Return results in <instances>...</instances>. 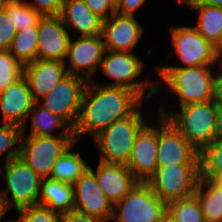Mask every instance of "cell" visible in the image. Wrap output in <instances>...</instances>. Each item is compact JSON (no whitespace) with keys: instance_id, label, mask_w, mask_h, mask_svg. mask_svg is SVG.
I'll list each match as a JSON object with an SVG mask.
<instances>
[{"instance_id":"cb8c5ba5","label":"cell","mask_w":222,"mask_h":222,"mask_svg":"<svg viewBox=\"0 0 222 222\" xmlns=\"http://www.w3.org/2000/svg\"><path fill=\"white\" fill-rule=\"evenodd\" d=\"M31 120V130L27 136L37 137H74L73 129L59 116L53 114L35 102L28 116ZM61 132L55 133V130ZM54 130V131H53Z\"/></svg>"},{"instance_id":"9a60e30c","label":"cell","mask_w":222,"mask_h":222,"mask_svg":"<svg viewBox=\"0 0 222 222\" xmlns=\"http://www.w3.org/2000/svg\"><path fill=\"white\" fill-rule=\"evenodd\" d=\"M144 34L136 16L114 13L103 20L102 37L109 51L133 52Z\"/></svg>"},{"instance_id":"bcb514c9","label":"cell","mask_w":222,"mask_h":222,"mask_svg":"<svg viewBox=\"0 0 222 222\" xmlns=\"http://www.w3.org/2000/svg\"><path fill=\"white\" fill-rule=\"evenodd\" d=\"M9 222V221H7ZM10 222H25L24 219L19 215V217L16 220H11Z\"/></svg>"},{"instance_id":"2e32d148","label":"cell","mask_w":222,"mask_h":222,"mask_svg":"<svg viewBox=\"0 0 222 222\" xmlns=\"http://www.w3.org/2000/svg\"><path fill=\"white\" fill-rule=\"evenodd\" d=\"M69 33L59 15H46L38 24L37 59L66 62Z\"/></svg>"},{"instance_id":"3957f363","label":"cell","mask_w":222,"mask_h":222,"mask_svg":"<svg viewBox=\"0 0 222 222\" xmlns=\"http://www.w3.org/2000/svg\"><path fill=\"white\" fill-rule=\"evenodd\" d=\"M167 92L178 97L179 107L216 99V71L213 66L155 67Z\"/></svg>"},{"instance_id":"6da1fadb","label":"cell","mask_w":222,"mask_h":222,"mask_svg":"<svg viewBox=\"0 0 222 222\" xmlns=\"http://www.w3.org/2000/svg\"><path fill=\"white\" fill-rule=\"evenodd\" d=\"M144 100L134 91L124 87L104 86L88 81L85 87L79 118L73 127L75 141L82 135L95 137L115 121L132 115Z\"/></svg>"},{"instance_id":"74e56055","label":"cell","mask_w":222,"mask_h":222,"mask_svg":"<svg viewBox=\"0 0 222 222\" xmlns=\"http://www.w3.org/2000/svg\"><path fill=\"white\" fill-rule=\"evenodd\" d=\"M60 222H105V221H102L94 217H90L88 215L76 211H70L61 214Z\"/></svg>"},{"instance_id":"44dd1931","label":"cell","mask_w":222,"mask_h":222,"mask_svg":"<svg viewBox=\"0 0 222 222\" xmlns=\"http://www.w3.org/2000/svg\"><path fill=\"white\" fill-rule=\"evenodd\" d=\"M63 24L79 36L102 34L103 19L94 14L83 0H63L59 13Z\"/></svg>"},{"instance_id":"83f0119b","label":"cell","mask_w":222,"mask_h":222,"mask_svg":"<svg viewBox=\"0 0 222 222\" xmlns=\"http://www.w3.org/2000/svg\"><path fill=\"white\" fill-rule=\"evenodd\" d=\"M167 213L178 222H205L195 195L167 203Z\"/></svg>"},{"instance_id":"484cf974","label":"cell","mask_w":222,"mask_h":222,"mask_svg":"<svg viewBox=\"0 0 222 222\" xmlns=\"http://www.w3.org/2000/svg\"><path fill=\"white\" fill-rule=\"evenodd\" d=\"M200 202L205 222H222V189L211 179L199 178L194 194Z\"/></svg>"},{"instance_id":"836d02e7","label":"cell","mask_w":222,"mask_h":222,"mask_svg":"<svg viewBox=\"0 0 222 222\" xmlns=\"http://www.w3.org/2000/svg\"><path fill=\"white\" fill-rule=\"evenodd\" d=\"M16 32L6 10L0 12V50H9Z\"/></svg>"},{"instance_id":"d6986e66","label":"cell","mask_w":222,"mask_h":222,"mask_svg":"<svg viewBox=\"0 0 222 222\" xmlns=\"http://www.w3.org/2000/svg\"><path fill=\"white\" fill-rule=\"evenodd\" d=\"M68 62L36 59L24 65L25 77L35 102L48 95L68 75Z\"/></svg>"},{"instance_id":"7402d4cb","label":"cell","mask_w":222,"mask_h":222,"mask_svg":"<svg viewBox=\"0 0 222 222\" xmlns=\"http://www.w3.org/2000/svg\"><path fill=\"white\" fill-rule=\"evenodd\" d=\"M38 205L48 207L59 214L74 211V186L51 178H43L40 183Z\"/></svg>"},{"instance_id":"ffe728a7","label":"cell","mask_w":222,"mask_h":222,"mask_svg":"<svg viewBox=\"0 0 222 222\" xmlns=\"http://www.w3.org/2000/svg\"><path fill=\"white\" fill-rule=\"evenodd\" d=\"M93 170L100 189L113 204L120 202L139 182L124 164L104 163L99 161Z\"/></svg>"},{"instance_id":"7bdbcfd3","label":"cell","mask_w":222,"mask_h":222,"mask_svg":"<svg viewBox=\"0 0 222 222\" xmlns=\"http://www.w3.org/2000/svg\"><path fill=\"white\" fill-rule=\"evenodd\" d=\"M218 187L222 189V175L215 176L211 179Z\"/></svg>"},{"instance_id":"d4e9b609","label":"cell","mask_w":222,"mask_h":222,"mask_svg":"<svg viewBox=\"0 0 222 222\" xmlns=\"http://www.w3.org/2000/svg\"><path fill=\"white\" fill-rule=\"evenodd\" d=\"M76 144L77 141L57 159L50 174L51 179L73 185L89 168L90 165L86 163L82 155L73 151L72 148Z\"/></svg>"},{"instance_id":"30bf717a","label":"cell","mask_w":222,"mask_h":222,"mask_svg":"<svg viewBox=\"0 0 222 222\" xmlns=\"http://www.w3.org/2000/svg\"><path fill=\"white\" fill-rule=\"evenodd\" d=\"M74 142V137L26 136L22 132L19 143V157L40 178H50L55 162Z\"/></svg>"},{"instance_id":"ab89813d","label":"cell","mask_w":222,"mask_h":222,"mask_svg":"<svg viewBox=\"0 0 222 222\" xmlns=\"http://www.w3.org/2000/svg\"><path fill=\"white\" fill-rule=\"evenodd\" d=\"M216 139H222V103L217 101Z\"/></svg>"},{"instance_id":"277c9868","label":"cell","mask_w":222,"mask_h":222,"mask_svg":"<svg viewBox=\"0 0 222 222\" xmlns=\"http://www.w3.org/2000/svg\"><path fill=\"white\" fill-rule=\"evenodd\" d=\"M144 62L134 52L106 50L100 63L102 73L112 79L104 86L124 87L136 92L143 100L158 94L160 83L149 79H136L144 71ZM153 84H152V83ZM148 91V92H147ZM147 92V93H145Z\"/></svg>"},{"instance_id":"1f68e13d","label":"cell","mask_w":222,"mask_h":222,"mask_svg":"<svg viewBox=\"0 0 222 222\" xmlns=\"http://www.w3.org/2000/svg\"><path fill=\"white\" fill-rule=\"evenodd\" d=\"M24 66L9 52L0 50V92L23 76Z\"/></svg>"},{"instance_id":"f546056e","label":"cell","mask_w":222,"mask_h":222,"mask_svg":"<svg viewBox=\"0 0 222 222\" xmlns=\"http://www.w3.org/2000/svg\"><path fill=\"white\" fill-rule=\"evenodd\" d=\"M200 169L206 179L222 175V139H215L200 152Z\"/></svg>"},{"instance_id":"4fadbf2b","label":"cell","mask_w":222,"mask_h":222,"mask_svg":"<svg viewBox=\"0 0 222 222\" xmlns=\"http://www.w3.org/2000/svg\"><path fill=\"white\" fill-rule=\"evenodd\" d=\"M157 126L158 167L200 164V153L167 121L159 117Z\"/></svg>"},{"instance_id":"5bb4252c","label":"cell","mask_w":222,"mask_h":222,"mask_svg":"<svg viewBox=\"0 0 222 222\" xmlns=\"http://www.w3.org/2000/svg\"><path fill=\"white\" fill-rule=\"evenodd\" d=\"M73 186L74 211L105 222L111 221L114 206L100 189L95 174L89 168Z\"/></svg>"},{"instance_id":"8fae6325","label":"cell","mask_w":222,"mask_h":222,"mask_svg":"<svg viewBox=\"0 0 222 222\" xmlns=\"http://www.w3.org/2000/svg\"><path fill=\"white\" fill-rule=\"evenodd\" d=\"M87 82L83 77L68 74L38 103L61 117L73 129L79 118Z\"/></svg>"},{"instance_id":"d590c367","label":"cell","mask_w":222,"mask_h":222,"mask_svg":"<svg viewBox=\"0 0 222 222\" xmlns=\"http://www.w3.org/2000/svg\"><path fill=\"white\" fill-rule=\"evenodd\" d=\"M27 4L33 7L37 12L43 16L59 15L63 0H33V2L24 0Z\"/></svg>"},{"instance_id":"5b68a950","label":"cell","mask_w":222,"mask_h":222,"mask_svg":"<svg viewBox=\"0 0 222 222\" xmlns=\"http://www.w3.org/2000/svg\"><path fill=\"white\" fill-rule=\"evenodd\" d=\"M141 106L127 118L110 124L93 138L104 163L127 165L138 133L147 125Z\"/></svg>"},{"instance_id":"8d00e7d4","label":"cell","mask_w":222,"mask_h":222,"mask_svg":"<svg viewBox=\"0 0 222 222\" xmlns=\"http://www.w3.org/2000/svg\"><path fill=\"white\" fill-rule=\"evenodd\" d=\"M146 0H116V13L121 15L134 16L137 11Z\"/></svg>"},{"instance_id":"60d3db41","label":"cell","mask_w":222,"mask_h":222,"mask_svg":"<svg viewBox=\"0 0 222 222\" xmlns=\"http://www.w3.org/2000/svg\"><path fill=\"white\" fill-rule=\"evenodd\" d=\"M198 1L208 6L222 7V0H198Z\"/></svg>"},{"instance_id":"7a4b0ae2","label":"cell","mask_w":222,"mask_h":222,"mask_svg":"<svg viewBox=\"0 0 222 222\" xmlns=\"http://www.w3.org/2000/svg\"><path fill=\"white\" fill-rule=\"evenodd\" d=\"M162 105L158 117L167 121L200 153L216 139L217 100L198 102L166 111Z\"/></svg>"},{"instance_id":"9c48e42d","label":"cell","mask_w":222,"mask_h":222,"mask_svg":"<svg viewBox=\"0 0 222 222\" xmlns=\"http://www.w3.org/2000/svg\"><path fill=\"white\" fill-rule=\"evenodd\" d=\"M200 176V164L169 165L157 167L146 182L156 195L169 203L193 196Z\"/></svg>"},{"instance_id":"7c38bea8","label":"cell","mask_w":222,"mask_h":222,"mask_svg":"<svg viewBox=\"0 0 222 222\" xmlns=\"http://www.w3.org/2000/svg\"><path fill=\"white\" fill-rule=\"evenodd\" d=\"M105 51L102 34L79 36L77 39L70 37L66 55V60L69 61V65H66L68 74L92 81L94 74L100 67Z\"/></svg>"},{"instance_id":"ac0fdd59","label":"cell","mask_w":222,"mask_h":222,"mask_svg":"<svg viewBox=\"0 0 222 222\" xmlns=\"http://www.w3.org/2000/svg\"><path fill=\"white\" fill-rule=\"evenodd\" d=\"M157 127L146 125L136 136L127 168L142 182H146L158 167Z\"/></svg>"},{"instance_id":"4316f807","label":"cell","mask_w":222,"mask_h":222,"mask_svg":"<svg viewBox=\"0 0 222 222\" xmlns=\"http://www.w3.org/2000/svg\"><path fill=\"white\" fill-rule=\"evenodd\" d=\"M38 27L16 32L9 52L24 66L37 59Z\"/></svg>"},{"instance_id":"7dc6e473","label":"cell","mask_w":222,"mask_h":222,"mask_svg":"<svg viewBox=\"0 0 222 222\" xmlns=\"http://www.w3.org/2000/svg\"><path fill=\"white\" fill-rule=\"evenodd\" d=\"M190 1H193V0H179L178 2H180L181 5H185V4H187L188 2H190Z\"/></svg>"},{"instance_id":"f35d334b","label":"cell","mask_w":222,"mask_h":222,"mask_svg":"<svg viewBox=\"0 0 222 222\" xmlns=\"http://www.w3.org/2000/svg\"><path fill=\"white\" fill-rule=\"evenodd\" d=\"M217 67L219 70L216 75V100L222 103V63L217 64Z\"/></svg>"},{"instance_id":"f1b7e54d","label":"cell","mask_w":222,"mask_h":222,"mask_svg":"<svg viewBox=\"0 0 222 222\" xmlns=\"http://www.w3.org/2000/svg\"><path fill=\"white\" fill-rule=\"evenodd\" d=\"M12 24L16 31L24 28L38 27L43 15L37 12L33 7L24 2V0H11L6 8Z\"/></svg>"},{"instance_id":"b9f144b4","label":"cell","mask_w":222,"mask_h":222,"mask_svg":"<svg viewBox=\"0 0 222 222\" xmlns=\"http://www.w3.org/2000/svg\"><path fill=\"white\" fill-rule=\"evenodd\" d=\"M8 210L6 209L4 199L0 194V221L4 219V216L7 214Z\"/></svg>"},{"instance_id":"e0dca14e","label":"cell","mask_w":222,"mask_h":222,"mask_svg":"<svg viewBox=\"0 0 222 222\" xmlns=\"http://www.w3.org/2000/svg\"><path fill=\"white\" fill-rule=\"evenodd\" d=\"M34 103L28 83L22 76L0 92V122L17 125L24 132Z\"/></svg>"},{"instance_id":"ee69618b","label":"cell","mask_w":222,"mask_h":222,"mask_svg":"<svg viewBox=\"0 0 222 222\" xmlns=\"http://www.w3.org/2000/svg\"><path fill=\"white\" fill-rule=\"evenodd\" d=\"M11 0H0V12L5 11Z\"/></svg>"},{"instance_id":"603a6c76","label":"cell","mask_w":222,"mask_h":222,"mask_svg":"<svg viewBox=\"0 0 222 222\" xmlns=\"http://www.w3.org/2000/svg\"><path fill=\"white\" fill-rule=\"evenodd\" d=\"M199 14L196 30L222 52V7L193 0L184 5Z\"/></svg>"},{"instance_id":"ba28073f","label":"cell","mask_w":222,"mask_h":222,"mask_svg":"<svg viewBox=\"0 0 222 222\" xmlns=\"http://www.w3.org/2000/svg\"><path fill=\"white\" fill-rule=\"evenodd\" d=\"M170 31L174 53L182 64H161L157 65L158 67H210L216 66L218 61L222 63V52L207 41L194 26H172Z\"/></svg>"},{"instance_id":"f6af8a7d","label":"cell","mask_w":222,"mask_h":222,"mask_svg":"<svg viewBox=\"0 0 222 222\" xmlns=\"http://www.w3.org/2000/svg\"><path fill=\"white\" fill-rule=\"evenodd\" d=\"M162 222H178V221H176L168 213H166L165 216L163 217Z\"/></svg>"},{"instance_id":"4dcf8cb0","label":"cell","mask_w":222,"mask_h":222,"mask_svg":"<svg viewBox=\"0 0 222 222\" xmlns=\"http://www.w3.org/2000/svg\"><path fill=\"white\" fill-rule=\"evenodd\" d=\"M22 128L14 124L1 123L0 126V156L5 154L3 162L6 164L12 158L19 156V144ZM18 144L17 147H15ZM15 147V148H14Z\"/></svg>"},{"instance_id":"8992f818","label":"cell","mask_w":222,"mask_h":222,"mask_svg":"<svg viewBox=\"0 0 222 222\" xmlns=\"http://www.w3.org/2000/svg\"><path fill=\"white\" fill-rule=\"evenodd\" d=\"M6 189L0 190L8 211L38 205L40 178L19 156L12 158L3 166ZM10 195V196H8Z\"/></svg>"},{"instance_id":"52a82bcc","label":"cell","mask_w":222,"mask_h":222,"mask_svg":"<svg viewBox=\"0 0 222 222\" xmlns=\"http://www.w3.org/2000/svg\"><path fill=\"white\" fill-rule=\"evenodd\" d=\"M167 203L147 182L139 181L113 208V222H162Z\"/></svg>"},{"instance_id":"d6a6232c","label":"cell","mask_w":222,"mask_h":222,"mask_svg":"<svg viewBox=\"0 0 222 222\" xmlns=\"http://www.w3.org/2000/svg\"><path fill=\"white\" fill-rule=\"evenodd\" d=\"M25 222H60L61 214L48 207L33 205L20 209L18 212Z\"/></svg>"},{"instance_id":"e575fe53","label":"cell","mask_w":222,"mask_h":222,"mask_svg":"<svg viewBox=\"0 0 222 222\" xmlns=\"http://www.w3.org/2000/svg\"><path fill=\"white\" fill-rule=\"evenodd\" d=\"M88 8L101 19H108L116 13V0H83Z\"/></svg>"}]
</instances>
